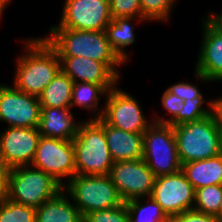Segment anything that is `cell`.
I'll return each mask as SVG.
<instances>
[{
    "mask_svg": "<svg viewBox=\"0 0 222 222\" xmlns=\"http://www.w3.org/2000/svg\"><path fill=\"white\" fill-rule=\"evenodd\" d=\"M107 93L108 91L102 85L76 82L73 85L71 95V108L75 105L81 107V109L85 108L88 112L90 111V113L95 115L93 116L94 118L90 119H99L104 111V109L98 111L99 100L102 95L107 96Z\"/></svg>",
    "mask_w": 222,
    "mask_h": 222,
    "instance_id": "obj_23",
    "label": "cell"
},
{
    "mask_svg": "<svg viewBox=\"0 0 222 222\" xmlns=\"http://www.w3.org/2000/svg\"><path fill=\"white\" fill-rule=\"evenodd\" d=\"M204 97H196L194 99L184 100L183 108L178 112V114L168 123L171 126H177L180 124L197 121L199 119L205 118L209 115V102L208 107L203 108L205 103Z\"/></svg>",
    "mask_w": 222,
    "mask_h": 222,
    "instance_id": "obj_27",
    "label": "cell"
},
{
    "mask_svg": "<svg viewBox=\"0 0 222 222\" xmlns=\"http://www.w3.org/2000/svg\"><path fill=\"white\" fill-rule=\"evenodd\" d=\"M221 154H222V133H221Z\"/></svg>",
    "mask_w": 222,
    "mask_h": 222,
    "instance_id": "obj_39",
    "label": "cell"
},
{
    "mask_svg": "<svg viewBox=\"0 0 222 222\" xmlns=\"http://www.w3.org/2000/svg\"><path fill=\"white\" fill-rule=\"evenodd\" d=\"M9 0H0V18H2V13L7 7V4H9Z\"/></svg>",
    "mask_w": 222,
    "mask_h": 222,
    "instance_id": "obj_37",
    "label": "cell"
},
{
    "mask_svg": "<svg viewBox=\"0 0 222 222\" xmlns=\"http://www.w3.org/2000/svg\"><path fill=\"white\" fill-rule=\"evenodd\" d=\"M61 71L74 83L88 82L112 90L120 80L104 62L81 57H59Z\"/></svg>",
    "mask_w": 222,
    "mask_h": 222,
    "instance_id": "obj_16",
    "label": "cell"
},
{
    "mask_svg": "<svg viewBox=\"0 0 222 222\" xmlns=\"http://www.w3.org/2000/svg\"><path fill=\"white\" fill-rule=\"evenodd\" d=\"M142 159L156 177L181 170L173 126L153 122L147 128L143 133Z\"/></svg>",
    "mask_w": 222,
    "mask_h": 222,
    "instance_id": "obj_7",
    "label": "cell"
},
{
    "mask_svg": "<svg viewBox=\"0 0 222 222\" xmlns=\"http://www.w3.org/2000/svg\"><path fill=\"white\" fill-rule=\"evenodd\" d=\"M44 37L59 57H81L104 62L118 77L117 70L125 62L111 47L106 31H83L70 28H50Z\"/></svg>",
    "mask_w": 222,
    "mask_h": 222,
    "instance_id": "obj_2",
    "label": "cell"
},
{
    "mask_svg": "<svg viewBox=\"0 0 222 222\" xmlns=\"http://www.w3.org/2000/svg\"><path fill=\"white\" fill-rule=\"evenodd\" d=\"M151 197L171 218L193 209L195 189L180 170L174 174L156 177Z\"/></svg>",
    "mask_w": 222,
    "mask_h": 222,
    "instance_id": "obj_13",
    "label": "cell"
},
{
    "mask_svg": "<svg viewBox=\"0 0 222 222\" xmlns=\"http://www.w3.org/2000/svg\"><path fill=\"white\" fill-rule=\"evenodd\" d=\"M83 222H129L125 202L118 207L87 213L83 216Z\"/></svg>",
    "mask_w": 222,
    "mask_h": 222,
    "instance_id": "obj_29",
    "label": "cell"
},
{
    "mask_svg": "<svg viewBox=\"0 0 222 222\" xmlns=\"http://www.w3.org/2000/svg\"><path fill=\"white\" fill-rule=\"evenodd\" d=\"M195 75L201 82L222 81V30L204 20Z\"/></svg>",
    "mask_w": 222,
    "mask_h": 222,
    "instance_id": "obj_15",
    "label": "cell"
},
{
    "mask_svg": "<svg viewBox=\"0 0 222 222\" xmlns=\"http://www.w3.org/2000/svg\"><path fill=\"white\" fill-rule=\"evenodd\" d=\"M40 115L38 96L0 84V122L8 127L37 128Z\"/></svg>",
    "mask_w": 222,
    "mask_h": 222,
    "instance_id": "obj_12",
    "label": "cell"
},
{
    "mask_svg": "<svg viewBox=\"0 0 222 222\" xmlns=\"http://www.w3.org/2000/svg\"><path fill=\"white\" fill-rule=\"evenodd\" d=\"M109 175L124 202L151 196L156 180V176L142 158L114 162Z\"/></svg>",
    "mask_w": 222,
    "mask_h": 222,
    "instance_id": "obj_11",
    "label": "cell"
},
{
    "mask_svg": "<svg viewBox=\"0 0 222 222\" xmlns=\"http://www.w3.org/2000/svg\"><path fill=\"white\" fill-rule=\"evenodd\" d=\"M222 11V10H221ZM206 18L215 26H217L219 29L222 30V12L221 14H209L208 17L206 16Z\"/></svg>",
    "mask_w": 222,
    "mask_h": 222,
    "instance_id": "obj_36",
    "label": "cell"
},
{
    "mask_svg": "<svg viewBox=\"0 0 222 222\" xmlns=\"http://www.w3.org/2000/svg\"><path fill=\"white\" fill-rule=\"evenodd\" d=\"M61 190L63 186L41 169L31 165L9 168L6 198L14 203L37 209Z\"/></svg>",
    "mask_w": 222,
    "mask_h": 222,
    "instance_id": "obj_4",
    "label": "cell"
},
{
    "mask_svg": "<svg viewBox=\"0 0 222 222\" xmlns=\"http://www.w3.org/2000/svg\"><path fill=\"white\" fill-rule=\"evenodd\" d=\"M181 171L195 190L209 185H222V154L184 163Z\"/></svg>",
    "mask_w": 222,
    "mask_h": 222,
    "instance_id": "obj_19",
    "label": "cell"
},
{
    "mask_svg": "<svg viewBox=\"0 0 222 222\" xmlns=\"http://www.w3.org/2000/svg\"><path fill=\"white\" fill-rule=\"evenodd\" d=\"M209 116L222 130V96L209 101Z\"/></svg>",
    "mask_w": 222,
    "mask_h": 222,
    "instance_id": "obj_34",
    "label": "cell"
},
{
    "mask_svg": "<svg viewBox=\"0 0 222 222\" xmlns=\"http://www.w3.org/2000/svg\"><path fill=\"white\" fill-rule=\"evenodd\" d=\"M76 175H107L114 160L107 145L104 121L88 119L81 121L73 139Z\"/></svg>",
    "mask_w": 222,
    "mask_h": 222,
    "instance_id": "obj_3",
    "label": "cell"
},
{
    "mask_svg": "<svg viewBox=\"0 0 222 222\" xmlns=\"http://www.w3.org/2000/svg\"><path fill=\"white\" fill-rule=\"evenodd\" d=\"M31 166L50 174L62 186L76 175L73 140L40 136Z\"/></svg>",
    "mask_w": 222,
    "mask_h": 222,
    "instance_id": "obj_8",
    "label": "cell"
},
{
    "mask_svg": "<svg viewBox=\"0 0 222 222\" xmlns=\"http://www.w3.org/2000/svg\"><path fill=\"white\" fill-rule=\"evenodd\" d=\"M0 222H36V208L4 198L0 201Z\"/></svg>",
    "mask_w": 222,
    "mask_h": 222,
    "instance_id": "obj_26",
    "label": "cell"
},
{
    "mask_svg": "<svg viewBox=\"0 0 222 222\" xmlns=\"http://www.w3.org/2000/svg\"><path fill=\"white\" fill-rule=\"evenodd\" d=\"M105 99L101 119L107 125L131 133H144L153 123L146 119L136 98L119 87L109 90Z\"/></svg>",
    "mask_w": 222,
    "mask_h": 222,
    "instance_id": "obj_9",
    "label": "cell"
},
{
    "mask_svg": "<svg viewBox=\"0 0 222 222\" xmlns=\"http://www.w3.org/2000/svg\"><path fill=\"white\" fill-rule=\"evenodd\" d=\"M64 182L63 190L69 194L82 216L94 211L118 207L124 203L109 174L75 175L68 182L65 180Z\"/></svg>",
    "mask_w": 222,
    "mask_h": 222,
    "instance_id": "obj_6",
    "label": "cell"
},
{
    "mask_svg": "<svg viewBox=\"0 0 222 222\" xmlns=\"http://www.w3.org/2000/svg\"><path fill=\"white\" fill-rule=\"evenodd\" d=\"M176 0H140L142 18L146 21H167Z\"/></svg>",
    "mask_w": 222,
    "mask_h": 222,
    "instance_id": "obj_28",
    "label": "cell"
},
{
    "mask_svg": "<svg viewBox=\"0 0 222 222\" xmlns=\"http://www.w3.org/2000/svg\"><path fill=\"white\" fill-rule=\"evenodd\" d=\"M71 108L41 107L38 131L40 136L73 140L78 133L80 122L74 121Z\"/></svg>",
    "mask_w": 222,
    "mask_h": 222,
    "instance_id": "obj_17",
    "label": "cell"
},
{
    "mask_svg": "<svg viewBox=\"0 0 222 222\" xmlns=\"http://www.w3.org/2000/svg\"><path fill=\"white\" fill-rule=\"evenodd\" d=\"M107 145L114 162L135 161L143 157V133H131L104 122Z\"/></svg>",
    "mask_w": 222,
    "mask_h": 222,
    "instance_id": "obj_18",
    "label": "cell"
},
{
    "mask_svg": "<svg viewBox=\"0 0 222 222\" xmlns=\"http://www.w3.org/2000/svg\"><path fill=\"white\" fill-rule=\"evenodd\" d=\"M169 222H220L215 216L208 215L194 209L187 210L179 215L173 216Z\"/></svg>",
    "mask_w": 222,
    "mask_h": 222,
    "instance_id": "obj_33",
    "label": "cell"
},
{
    "mask_svg": "<svg viewBox=\"0 0 222 222\" xmlns=\"http://www.w3.org/2000/svg\"><path fill=\"white\" fill-rule=\"evenodd\" d=\"M112 19L132 17L142 18L140 0H109Z\"/></svg>",
    "mask_w": 222,
    "mask_h": 222,
    "instance_id": "obj_30",
    "label": "cell"
},
{
    "mask_svg": "<svg viewBox=\"0 0 222 222\" xmlns=\"http://www.w3.org/2000/svg\"><path fill=\"white\" fill-rule=\"evenodd\" d=\"M24 42L26 53L17 58L12 84L17 90L39 96L61 70L60 59L44 37Z\"/></svg>",
    "mask_w": 222,
    "mask_h": 222,
    "instance_id": "obj_1",
    "label": "cell"
},
{
    "mask_svg": "<svg viewBox=\"0 0 222 222\" xmlns=\"http://www.w3.org/2000/svg\"><path fill=\"white\" fill-rule=\"evenodd\" d=\"M136 19L139 22H146L145 19L137 17L114 18L105 30L111 47L125 63L129 59V56L124 48L135 42L134 28L131 24Z\"/></svg>",
    "mask_w": 222,
    "mask_h": 222,
    "instance_id": "obj_21",
    "label": "cell"
},
{
    "mask_svg": "<svg viewBox=\"0 0 222 222\" xmlns=\"http://www.w3.org/2000/svg\"><path fill=\"white\" fill-rule=\"evenodd\" d=\"M9 168L0 160V201L7 196Z\"/></svg>",
    "mask_w": 222,
    "mask_h": 222,
    "instance_id": "obj_35",
    "label": "cell"
},
{
    "mask_svg": "<svg viewBox=\"0 0 222 222\" xmlns=\"http://www.w3.org/2000/svg\"><path fill=\"white\" fill-rule=\"evenodd\" d=\"M220 222H222V209H221V212H220V219H219Z\"/></svg>",
    "mask_w": 222,
    "mask_h": 222,
    "instance_id": "obj_38",
    "label": "cell"
},
{
    "mask_svg": "<svg viewBox=\"0 0 222 222\" xmlns=\"http://www.w3.org/2000/svg\"><path fill=\"white\" fill-rule=\"evenodd\" d=\"M111 20L109 0H65L59 24L50 27L103 31Z\"/></svg>",
    "mask_w": 222,
    "mask_h": 222,
    "instance_id": "obj_10",
    "label": "cell"
},
{
    "mask_svg": "<svg viewBox=\"0 0 222 222\" xmlns=\"http://www.w3.org/2000/svg\"><path fill=\"white\" fill-rule=\"evenodd\" d=\"M68 194L61 190L54 198L36 209V222H83L78 207L69 201Z\"/></svg>",
    "mask_w": 222,
    "mask_h": 222,
    "instance_id": "obj_20",
    "label": "cell"
},
{
    "mask_svg": "<svg viewBox=\"0 0 222 222\" xmlns=\"http://www.w3.org/2000/svg\"><path fill=\"white\" fill-rule=\"evenodd\" d=\"M39 138L38 128L7 127L0 134V160L8 168L31 165Z\"/></svg>",
    "mask_w": 222,
    "mask_h": 222,
    "instance_id": "obj_14",
    "label": "cell"
},
{
    "mask_svg": "<svg viewBox=\"0 0 222 222\" xmlns=\"http://www.w3.org/2000/svg\"><path fill=\"white\" fill-rule=\"evenodd\" d=\"M181 164L221 154L222 130L210 118L173 126Z\"/></svg>",
    "mask_w": 222,
    "mask_h": 222,
    "instance_id": "obj_5",
    "label": "cell"
},
{
    "mask_svg": "<svg viewBox=\"0 0 222 222\" xmlns=\"http://www.w3.org/2000/svg\"><path fill=\"white\" fill-rule=\"evenodd\" d=\"M167 90L181 99L188 101L196 97H203V94H201L200 90L197 89L195 85L187 82H179L170 86Z\"/></svg>",
    "mask_w": 222,
    "mask_h": 222,
    "instance_id": "obj_32",
    "label": "cell"
},
{
    "mask_svg": "<svg viewBox=\"0 0 222 222\" xmlns=\"http://www.w3.org/2000/svg\"><path fill=\"white\" fill-rule=\"evenodd\" d=\"M74 82L61 70L38 96L41 107L71 108Z\"/></svg>",
    "mask_w": 222,
    "mask_h": 222,
    "instance_id": "obj_22",
    "label": "cell"
},
{
    "mask_svg": "<svg viewBox=\"0 0 222 222\" xmlns=\"http://www.w3.org/2000/svg\"><path fill=\"white\" fill-rule=\"evenodd\" d=\"M161 100L162 106L169 114H171V117L168 119L165 118L164 120V118L158 116L155 117L152 121L158 124H168L183 108L184 100L175 94L170 93L167 89L163 93Z\"/></svg>",
    "mask_w": 222,
    "mask_h": 222,
    "instance_id": "obj_31",
    "label": "cell"
},
{
    "mask_svg": "<svg viewBox=\"0 0 222 222\" xmlns=\"http://www.w3.org/2000/svg\"><path fill=\"white\" fill-rule=\"evenodd\" d=\"M193 209L220 219L222 185H209L195 190Z\"/></svg>",
    "mask_w": 222,
    "mask_h": 222,
    "instance_id": "obj_25",
    "label": "cell"
},
{
    "mask_svg": "<svg viewBox=\"0 0 222 222\" xmlns=\"http://www.w3.org/2000/svg\"><path fill=\"white\" fill-rule=\"evenodd\" d=\"M125 205L129 222H169L170 218L151 196L128 200Z\"/></svg>",
    "mask_w": 222,
    "mask_h": 222,
    "instance_id": "obj_24",
    "label": "cell"
}]
</instances>
